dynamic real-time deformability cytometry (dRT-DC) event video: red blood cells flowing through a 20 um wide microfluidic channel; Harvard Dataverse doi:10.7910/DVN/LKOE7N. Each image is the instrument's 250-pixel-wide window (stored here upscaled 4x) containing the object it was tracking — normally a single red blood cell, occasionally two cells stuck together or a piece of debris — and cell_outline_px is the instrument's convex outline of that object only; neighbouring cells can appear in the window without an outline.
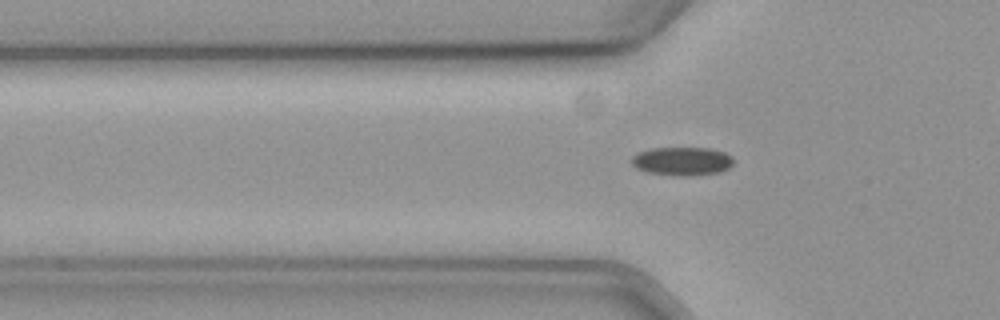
{"species": "common noctule bat (a hibernating species)", "species_latin": "Nyctalus noctula", "temperature_condition": "cold", "stored_images_in_passage": 42, "camera_frame_rate_fps": 3000, "um_per_image_px": 0.085, "animal": {"sex": "female", "body_mass_g": 19.3, "forearm_length_mm": 54.1}, "frame": {"image": 1, "passage_image": 11, "time_ms": 3.333, "image_size_px": [1000, 320], "cell_outline_px": [[732, 164], [728, 168], [720, 172], [688, 176], [680, 176], [648, 172], [636, 168], [632, 164], [632, 156], [636, 152], [652, 148], [708, 148], [724, 152], [732, 156]], "centroid_in_image_um": [57.96, 13.7], "position_along_channel_um": 67.8, "area_um2": 16.88}}
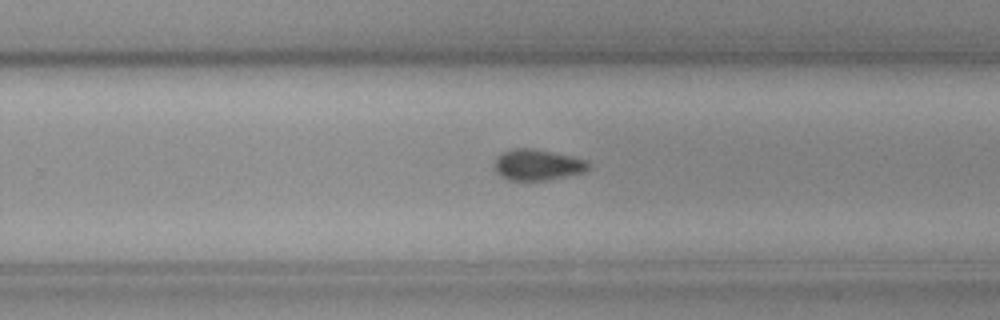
{"frame": {"image": 2, "passage_image": 29, "time_ms": 9.333, "image_size_px": [1000, 320], "cell_outline_px": [[592, 164], [584, 172], [544, 180], [508, 180], [500, 176], [496, 172], [496, 156], [500, 152], [512, 148], [532, 148], [572, 156], [588, 160]], "centroid_in_image_um": [45.68, 13.99], "position_along_channel_um": 284.1, "area_um2": 16.99}}
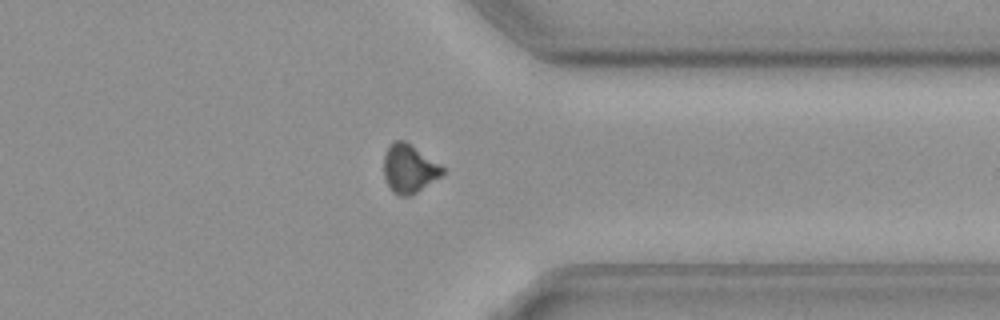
{"frame": {"image": 3, "passage_image": 37, "time_ms": 12.0, "image_size_px": [1000, 320], "cell_outline_px": [[444, 172], [440, 176], [412, 196], [400, 196], [392, 192], [384, 176], [384, 156], [388, 148], [396, 140], [404, 140], [440, 164], [444, 168]], "centroid_in_image_um": [34.77, 14.36], "position_along_channel_um": 376.6, "area_um2": 16.36}, "authors_computed_cell_mechanics": {"area_um2": 16.8198, "velocity_mm_per_s": 3.6245, "shape_relaxation_time_tau1_ms": 3.504, "shape_relaxation_time_tau2_ms": null, "deformation_change_tau1": 0.0876, "deformation_change_tau2": null}}